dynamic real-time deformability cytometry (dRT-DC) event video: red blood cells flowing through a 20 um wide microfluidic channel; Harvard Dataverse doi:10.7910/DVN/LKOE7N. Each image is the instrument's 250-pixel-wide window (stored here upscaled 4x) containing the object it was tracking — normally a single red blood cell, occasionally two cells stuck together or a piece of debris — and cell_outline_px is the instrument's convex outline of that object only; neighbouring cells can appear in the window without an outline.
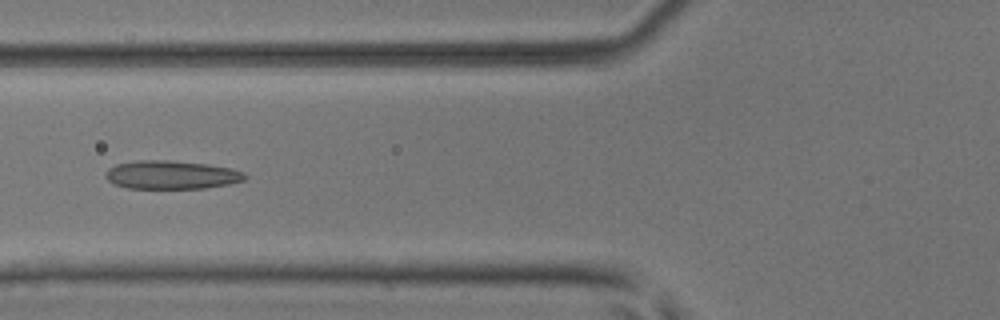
{"species": "common noctule bat (a hibernating species)", "species_latin": "Nyctalus noctula", "temperature_condition": "room temperature", "stored_images_in_passage": 53, "camera_frame_rate_fps": 3000, "um_per_image_px": 0.085, "animal": {"sex": "male", "body_mass_g": 17.9, "forearm_length_mm": 54.2}, "frame": {"image": 1, "passage_image": 21, "time_ms": 6.667, "image_size_px": [1000, 320], "cell_outline_px": [[248, 176], [244, 180], [228, 184], [204, 188], [128, 188], [116, 184], [108, 180], [104, 176], [108, 168], [116, 164], [136, 160], [168, 160], [204, 164], [232, 168], [244, 172]], "centroid_in_image_um": [14.56, 14.85], "position_along_channel_um": 111.2, "area_um2": 23.0}}
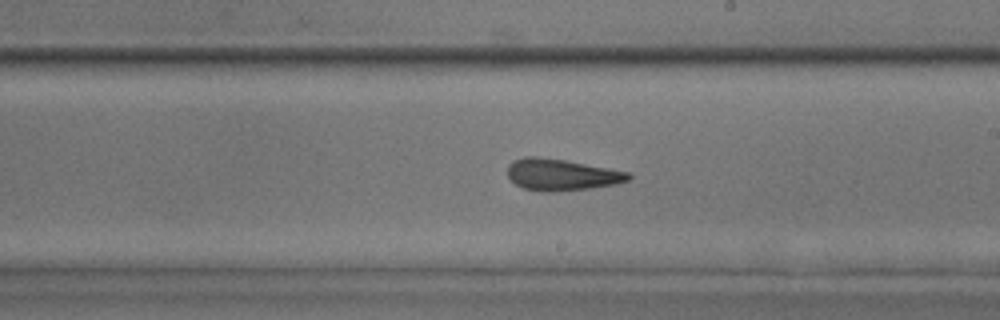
{"frame": {"image": 2, "passage_image": 31, "time_ms": 10.0, "image_size_px": [1000, 320], "cell_outline_px": [[632, 176], [628, 180], [616, 184], [588, 188], [552, 192], [544, 192], [524, 188], [516, 184], [508, 176], [508, 164], [512, 160], [524, 156], [536, 156], [564, 160], [608, 168], [628, 172]], "centroid_in_image_um": [47.69, 14.84], "position_along_channel_um": 241.3, "area_um2": 22.08}}
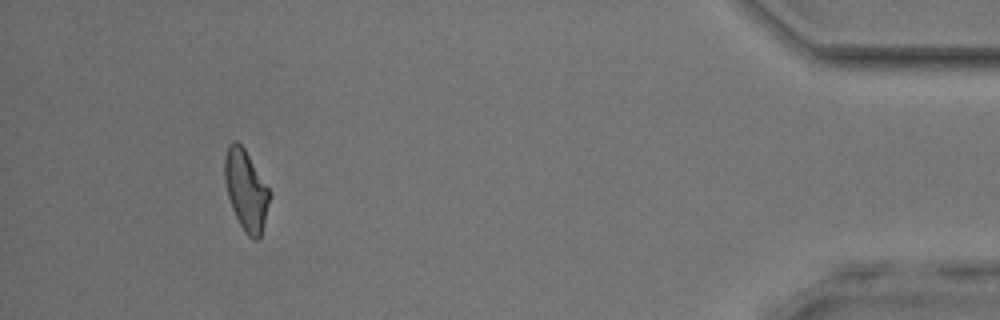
{"frame": {"image": 3, "passage_image": 49, "time_ms": 16.0, "image_size_px": [1000, 320], "cell_outline_px": [[268, 200], [264, 220], [260, 236], [256, 240], [248, 236], [244, 232], [232, 208], [228, 196], [224, 180], [224, 156], [228, 144], [232, 140], [236, 140], [244, 148], [268, 188]], "centroid_in_image_um": [20.85, 16.11], "position_along_channel_um": 414.4, "area_um2": 20.46}, "authors_computed_cell_mechanics": {"area_um2": 22.253, "velocity_mm_per_s": 3.9175, "shape_relaxation_time_tau1_ms": null, "shape_relaxation_time_tau2_ms": 3.0604, "deformation_change_tau1": null, "deformation_change_tau2": 0.1155}}